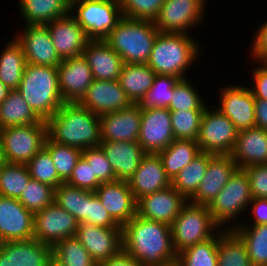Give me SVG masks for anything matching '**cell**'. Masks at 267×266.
Masks as SVG:
<instances>
[{
  "label": "cell",
  "mask_w": 267,
  "mask_h": 266,
  "mask_svg": "<svg viewBox=\"0 0 267 266\" xmlns=\"http://www.w3.org/2000/svg\"><path fill=\"white\" fill-rule=\"evenodd\" d=\"M232 231L245 244L252 266H267V224L238 225Z\"/></svg>",
  "instance_id": "obj_36"
},
{
  "label": "cell",
  "mask_w": 267,
  "mask_h": 266,
  "mask_svg": "<svg viewBox=\"0 0 267 266\" xmlns=\"http://www.w3.org/2000/svg\"><path fill=\"white\" fill-rule=\"evenodd\" d=\"M99 266H147L131 257L123 248L111 258L101 262Z\"/></svg>",
  "instance_id": "obj_56"
},
{
  "label": "cell",
  "mask_w": 267,
  "mask_h": 266,
  "mask_svg": "<svg viewBox=\"0 0 267 266\" xmlns=\"http://www.w3.org/2000/svg\"><path fill=\"white\" fill-rule=\"evenodd\" d=\"M243 170L249 178L253 198L267 199V164L246 167Z\"/></svg>",
  "instance_id": "obj_52"
},
{
  "label": "cell",
  "mask_w": 267,
  "mask_h": 266,
  "mask_svg": "<svg viewBox=\"0 0 267 266\" xmlns=\"http://www.w3.org/2000/svg\"><path fill=\"white\" fill-rule=\"evenodd\" d=\"M54 198L55 188L37 180L30 179L18 200L28 211L35 214L52 204Z\"/></svg>",
  "instance_id": "obj_44"
},
{
  "label": "cell",
  "mask_w": 267,
  "mask_h": 266,
  "mask_svg": "<svg viewBox=\"0 0 267 266\" xmlns=\"http://www.w3.org/2000/svg\"><path fill=\"white\" fill-rule=\"evenodd\" d=\"M5 48L0 50V81L11 90L17 89L21 83L26 66V59L21 44L9 35Z\"/></svg>",
  "instance_id": "obj_32"
},
{
  "label": "cell",
  "mask_w": 267,
  "mask_h": 266,
  "mask_svg": "<svg viewBox=\"0 0 267 266\" xmlns=\"http://www.w3.org/2000/svg\"><path fill=\"white\" fill-rule=\"evenodd\" d=\"M214 154L201 152L172 180L171 186L189 201L197 192L205 175L209 159Z\"/></svg>",
  "instance_id": "obj_35"
},
{
  "label": "cell",
  "mask_w": 267,
  "mask_h": 266,
  "mask_svg": "<svg viewBox=\"0 0 267 266\" xmlns=\"http://www.w3.org/2000/svg\"><path fill=\"white\" fill-rule=\"evenodd\" d=\"M82 157L91 166L93 176L101 183L117 180L112 166L100 145L82 150Z\"/></svg>",
  "instance_id": "obj_49"
},
{
  "label": "cell",
  "mask_w": 267,
  "mask_h": 266,
  "mask_svg": "<svg viewBox=\"0 0 267 266\" xmlns=\"http://www.w3.org/2000/svg\"><path fill=\"white\" fill-rule=\"evenodd\" d=\"M46 25L61 60L83 54L90 39L70 12Z\"/></svg>",
  "instance_id": "obj_19"
},
{
  "label": "cell",
  "mask_w": 267,
  "mask_h": 266,
  "mask_svg": "<svg viewBox=\"0 0 267 266\" xmlns=\"http://www.w3.org/2000/svg\"><path fill=\"white\" fill-rule=\"evenodd\" d=\"M170 226L176 254L212 238L221 229L213 221L208 206L196 205L189 201L181 208Z\"/></svg>",
  "instance_id": "obj_7"
},
{
  "label": "cell",
  "mask_w": 267,
  "mask_h": 266,
  "mask_svg": "<svg viewBox=\"0 0 267 266\" xmlns=\"http://www.w3.org/2000/svg\"><path fill=\"white\" fill-rule=\"evenodd\" d=\"M206 4L204 0H165L154 25L160 32L190 34L204 23Z\"/></svg>",
  "instance_id": "obj_11"
},
{
  "label": "cell",
  "mask_w": 267,
  "mask_h": 266,
  "mask_svg": "<svg viewBox=\"0 0 267 266\" xmlns=\"http://www.w3.org/2000/svg\"><path fill=\"white\" fill-rule=\"evenodd\" d=\"M209 106H214V109ZM213 106L208 105L203 112L197 144L201 152L230 155L238 131L233 122L217 109L215 104Z\"/></svg>",
  "instance_id": "obj_10"
},
{
  "label": "cell",
  "mask_w": 267,
  "mask_h": 266,
  "mask_svg": "<svg viewBox=\"0 0 267 266\" xmlns=\"http://www.w3.org/2000/svg\"><path fill=\"white\" fill-rule=\"evenodd\" d=\"M5 163L4 154H3V147H2V141L0 138V167Z\"/></svg>",
  "instance_id": "obj_60"
},
{
  "label": "cell",
  "mask_w": 267,
  "mask_h": 266,
  "mask_svg": "<svg viewBox=\"0 0 267 266\" xmlns=\"http://www.w3.org/2000/svg\"><path fill=\"white\" fill-rule=\"evenodd\" d=\"M257 66H254L252 69V72L250 75L251 78L250 80H253L252 83L248 86L250 91L252 92L253 96L255 99H265L267 100V68L262 64L258 62H254ZM260 64V65H258Z\"/></svg>",
  "instance_id": "obj_54"
},
{
  "label": "cell",
  "mask_w": 267,
  "mask_h": 266,
  "mask_svg": "<svg viewBox=\"0 0 267 266\" xmlns=\"http://www.w3.org/2000/svg\"><path fill=\"white\" fill-rule=\"evenodd\" d=\"M0 138L5 162L26 165L44 147L47 123L2 128Z\"/></svg>",
  "instance_id": "obj_9"
},
{
  "label": "cell",
  "mask_w": 267,
  "mask_h": 266,
  "mask_svg": "<svg viewBox=\"0 0 267 266\" xmlns=\"http://www.w3.org/2000/svg\"><path fill=\"white\" fill-rule=\"evenodd\" d=\"M218 266H252L245 244L232 230H219Z\"/></svg>",
  "instance_id": "obj_37"
},
{
  "label": "cell",
  "mask_w": 267,
  "mask_h": 266,
  "mask_svg": "<svg viewBox=\"0 0 267 266\" xmlns=\"http://www.w3.org/2000/svg\"><path fill=\"white\" fill-rule=\"evenodd\" d=\"M180 79L171 75H155L151 89L141 101V108H168L174 86Z\"/></svg>",
  "instance_id": "obj_46"
},
{
  "label": "cell",
  "mask_w": 267,
  "mask_h": 266,
  "mask_svg": "<svg viewBox=\"0 0 267 266\" xmlns=\"http://www.w3.org/2000/svg\"><path fill=\"white\" fill-rule=\"evenodd\" d=\"M78 104L98 116L120 111L133 103L121 88L118 80H95Z\"/></svg>",
  "instance_id": "obj_18"
},
{
  "label": "cell",
  "mask_w": 267,
  "mask_h": 266,
  "mask_svg": "<svg viewBox=\"0 0 267 266\" xmlns=\"http://www.w3.org/2000/svg\"><path fill=\"white\" fill-rule=\"evenodd\" d=\"M44 148L50 153L59 178L65 183L77 161L82 156V150L52 141L48 136L45 140Z\"/></svg>",
  "instance_id": "obj_42"
},
{
  "label": "cell",
  "mask_w": 267,
  "mask_h": 266,
  "mask_svg": "<svg viewBox=\"0 0 267 266\" xmlns=\"http://www.w3.org/2000/svg\"><path fill=\"white\" fill-rule=\"evenodd\" d=\"M219 231L210 239L197 243L177 257L185 266H218Z\"/></svg>",
  "instance_id": "obj_41"
},
{
  "label": "cell",
  "mask_w": 267,
  "mask_h": 266,
  "mask_svg": "<svg viewBox=\"0 0 267 266\" xmlns=\"http://www.w3.org/2000/svg\"><path fill=\"white\" fill-rule=\"evenodd\" d=\"M201 153L197 141L175 139L158 153L166 175L172 180L183 168Z\"/></svg>",
  "instance_id": "obj_33"
},
{
  "label": "cell",
  "mask_w": 267,
  "mask_h": 266,
  "mask_svg": "<svg viewBox=\"0 0 267 266\" xmlns=\"http://www.w3.org/2000/svg\"><path fill=\"white\" fill-rule=\"evenodd\" d=\"M0 235L5 242L34 238V214L18 199L0 195Z\"/></svg>",
  "instance_id": "obj_21"
},
{
  "label": "cell",
  "mask_w": 267,
  "mask_h": 266,
  "mask_svg": "<svg viewBox=\"0 0 267 266\" xmlns=\"http://www.w3.org/2000/svg\"><path fill=\"white\" fill-rule=\"evenodd\" d=\"M128 183L136 202L145 195L171 186L160 156L154 153H146L143 156Z\"/></svg>",
  "instance_id": "obj_25"
},
{
  "label": "cell",
  "mask_w": 267,
  "mask_h": 266,
  "mask_svg": "<svg viewBox=\"0 0 267 266\" xmlns=\"http://www.w3.org/2000/svg\"><path fill=\"white\" fill-rule=\"evenodd\" d=\"M188 201L172 186L141 197L136 214L141 218L171 225Z\"/></svg>",
  "instance_id": "obj_23"
},
{
  "label": "cell",
  "mask_w": 267,
  "mask_h": 266,
  "mask_svg": "<svg viewBox=\"0 0 267 266\" xmlns=\"http://www.w3.org/2000/svg\"><path fill=\"white\" fill-rule=\"evenodd\" d=\"M87 191L62 183L55 189L54 202L74 216L79 223H87Z\"/></svg>",
  "instance_id": "obj_40"
},
{
  "label": "cell",
  "mask_w": 267,
  "mask_h": 266,
  "mask_svg": "<svg viewBox=\"0 0 267 266\" xmlns=\"http://www.w3.org/2000/svg\"><path fill=\"white\" fill-rule=\"evenodd\" d=\"M262 64L267 68V58L262 62Z\"/></svg>",
  "instance_id": "obj_63"
},
{
  "label": "cell",
  "mask_w": 267,
  "mask_h": 266,
  "mask_svg": "<svg viewBox=\"0 0 267 266\" xmlns=\"http://www.w3.org/2000/svg\"><path fill=\"white\" fill-rule=\"evenodd\" d=\"M102 147L117 180L128 181L146 154L137 142L101 141Z\"/></svg>",
  "instance_id": "obj_29"
},
{
  "label": "cell",
  "mask_w": 267,
  "mask_h": 266,
  "mask_svg": "<svg viewBox=\"0 0 267 266\" xmlns=\"http://www.w3.org/2000/svg\"><path fill=\"white\" fill-rule=\"evenodd\" d=\"M247 209L251 211V221H244L240 225H258L267 224V199L253 198Z\"/></svg>",
  "instance_id": "obj_55"
},
{
  "label": "cell",
  "mask_w": 267,
  "mask_h": 266,
  "mask_svg": "<svg viewBox=\"0 0 267 266\" xmlns=\"http://www.w3.org/2000/svg\"><path fill=\"white\" fill-rule=\"evenodd\" d=\"M47 266H61L60 264H58L54 259H52Z\"/></svg>",
  "instance_id": "obj_61"
},
{
  "label": "cell",
  "mask_w": 267,
  "mask_h": 266,
  "mask_svg": "<svg viewBox=\"0 0 267 266\" xmlns=\"http://www.w3.org/2000/svg\"><path fill=\"white\" fill-rule=\"evenodd\" d=\"M122 16L154 21L165 0H118Z\"/></svg>",
  "instance_id": "obj_48"
},
{
  "label": "cell",
  "mask_w": 267,
  "mask_h": 266,
  "mask_svg": "<svg viewBox=\"0 0 267 266\" xmlns=\"http://www.w3.org/2000/svg\"><path fill=\"white\" fill-rule=\"evenodd\" d=\"M203 112L204 110L170 111L175 139L197 141Z\"/></svg>",
  "instance_id": "obj_45"
},
{
  "label": "cell",
  "mask_w": 267,
  "mask_h": 266,
  "mask_svg": "<svg viewBox=\"0 0 267 266\" xmlns=\"http://www.w3.org/2000/svg\"><path fill=\"white\" fill-rule=\"evenodd\" d=\"M155 75L147 64L124 63L118 81L131 102L140 104L151 89Z\"/></svg>",
  "instance_id": "obj_31"
},
{
  "label": "cell",
  "mask_w": 267,
  "mask_h": 266,
  "mask_svg": "<svg viewBox=\"0 0 267 266\" xmlns=\"http://www.w3.org/2000/svg\"><path fill=\"white\" fill-rule=\"evenodd\" d=\"M162 266H185V265L181 262V260L178 257H176L173 260L165 262Z\"/></svg>",
  "instance_id": "obj_59"
},
{
  "label": "cell",
  "mask_w": 267,
  "mask_h": 266,
  "mask_svg": "<svg viewBox=\"0 0 267 266\" xmlns=\"http://www.w3.org/2000/svg\"><path fill=\"white\" fill-rule=\"evenodd\" d=\"M16 90L32 111L44 121L51 118L64 104L59 90L57 67L27 63Z\"/></svg>",
  "instance_id": "obj_4"
},
{
  "label": "cell",
  "mask_w": 267,
  "mask_h": 266,
  "mask_svg": "<svg viewBox=\"0 0 267 266\" xmlns=\"http://www.w3.org/2000/svg\"><path fill=\"white\" fill-rule=\"evenodd\" d=\"M57 70L59 90L64 103H78L94 81L86 58L82 54L64 59Z\"/></svg>",
  "instance_id": "obj_17"
},
{
  "label": "cell",
  "mask_w": 267,
  "mask_h": 266,
  "mask_svg": "<svg viewBox=\"0 0 267 266\" xmlns=\"http://www.w3.org/2000/svg\"><path fill=\"white\" fill-rule=\"evenodd\" d=\"M83 56L95 80H119L124 62L105 40H90L83 51Z\"/></svg>",
  "instance_id": "obj_28"
},
{
  "label": "cell",
  "mask_w": 267,
  "mask_h": 266,
  "mask_svg": "<svg viewBox=\"0 0 267 266\" xmlns=\"http://www.w3.org/2000/svg\"><path fill=\"white\" fill-rule=\"evenodd\" d=\"M11 89L0 81V104L7 98Z\"/></svg>",
  "instance_id": "obj_58"
},
{
  "label": "cell",
  "mask_w": 267,
  "mask_h": 266,
  "mask_svg": "<svg viewBox=\"0 0 267 266\" xmlns=\"http://www.w3.org/2000/svg\"><path fill=\"white\" fill-rule=\"evenodd\" d=\"M52 258L61 266H99L76 237L57 242Z\"/></svg>",
  "instance_id": "obj_38"
},
{
  "label": "cell",
  "mask_w": 267,
  "mask_h": 266,
  "mask_svg": "<svg viewBox=\"0 0 267 266\" xmlns=\"http://www.w3.org/2000/svg\"><path fill=\"white\" fill-rule=\"evenodd\" d=\"M70 13L90 40H104L122 17L118 0H70Z\"/></svg>",
  "instance_id": "obj_8"
},
{
  "label": "cell",
  "mask_w": 267,
  "mask_h": 266,
  "mask_svg": "<svg viewBox=\"0 0 267 266\" xmlns=\"http://www.w3.org/2000/svg\"><path fill=\"white\" fill-rule=\"evenodd\" d=\"M142 108L132 104L120 111L100 116L101 141H137L140 131Z\"/></svg>",
  "instance_id": "obj_22"
},
{
  "label": "cell",
  "mask_w": 267,
  "mask_h": 266,
  "mask_svg": "<svg viewBox=\"0 0 267 266\" xmlns=\"http://www.w3.org/2000/svg\"><path fill=\"white\" fill-rule=\"evenodd\" d=\"M220 89V102L216 108L233 122L236 130L256 127L255 98L247 85L227 84Z\"/></svg>",
  "instance_id": "obj_14"
},
{
  "label": "cell",
  "mask_w": 267,
  "mask_h": 266,
  "mask_svg": "<svg viewBox=\"0 0 267 266\" xmlns=\"http://www.w3.org/2000/svg\"><path fill=\"white\" fill-rule=\"evenodd\" d=\"M110 216L124 226L136 215L137 202L126 180L101 183L94 191Z\"/></svg>",
  "instance_id": "obj_24"
},
{
  "label": "cell",
  "mask_w": 267,
  "mask_h": 266,
  "mask_svg": "<svg viewBox=\"0 0 267 266\" xmlns=\"http://www.w3.org/2000/svg\"><path fill=\"white\" fill-rule=\"evenodd\" d=\"M46 123L47 136L56 143L81 150L101 143L100 116L78 103H64Z\"/></svg>",
  "instance_id": "obj_2"
},
{
  "label": "cell",
  "mask_w": 267,
  "mask_h": 266,
  "mask_svg": "<svg viewBox=\"0 0 267 266\" xmlns=\"http://www.w3.org/2000/svg\"><path fill=\"white\" fill-rule=\"evenodd\" d=\"M175 140L168 108H142L137 142L145 153L158 154Z\"/></svg>",
  "instance_id": "obj_13"
},
{
  "label": "cell",
  "mask_w": 267,
  "mask_h": 266,
  "mask_svg": "<svg viewBox=\"0 0 267 266\" xmlns=\"http://www.w3.org/2000/svg\"><path fill=\"white\" fill-rule=\"evenodd\" d=\"M78 226V220L56 202L34 214V238L52 247L65 238L75 237Z\"/></svg>",
  "instance_id": "obj_12"
},
{
  "label": "cell",
  "mask_w": 267,
  "mask_h": 266,
  "mask_svg": "<svg viewBox=\"0 0 267 266\" xmlns=\"http://www.w3.org/2000/svg\"><path fill=\"white\" fill-rule=\"evenodd\" d=\"M4 240H3V238L1 237V235H0V253L2 252V247H3V245H4Z\"/></svg>",
  "instance_id": "obj_62"
},
{
  "label": "cell",
  "mask_w": 267,
  "mask_h": 266,
  "mask_svg": "<svg viewBox=\"0 0 267 266\" xmlns=\"http://www.w3.org/2000/svg\"><path fill=\"white\" fill-rule=\"evenodd\" d=\"M123 249L147 266H162L177 257L169 224L147 220L137 214L122 227Z\"/></svg>",
  "instance_id": "obj_1"
},
{
  "label": "cell",
  "mask_w": 267,
  "mask_h": 266,
  "mask_svg": "<svg viewBox=\"0 0 267 266\" xmlns=\"http://www.w3.org/2000/svg\"><path fill=\"white\" fill-rule=\"evenodd\" d=\"M15 35L21 44L26 63L40 66L58 67L61 59L58 56L50 37L47 25L28 24L24 25Z\"/></svg>",
  "instance_id": "obj_15"
},
{
  "label": "cell",
  "mask_w": 267,
  "mask_h": 266,
  "mask_svg": "<svg viewBox=\"0 0 267 266\" xmlns=\"http://www.w3.org/2000/svg\"><path fill=\"white\" fill-rule=\"evenodd\" d=\"M230 155L239 169L267 164V131L253 127L238 132Z\"/></svg>",
  "instance_id": "obj_27"
},
{
  "label": "cell",
  "mask_w": 267,
  "mask_h": 266,
  "mask_svg": "<svg viewBox=\"0 0 267 266\" xmlns=\"http://www.w3.org/2000/svg\"><path fill=\"white\" fill-rule=\"evenodd\" d=\"M31 179L57 188L64 183L58 176L50 153L43 147L27 164Z\"/></svg>",
  "instance_id": "obj_47"
},
{
  "label": "cell",
  "mask_w": 267,
  "mask_h": 266,
  "mask_svg": "<svg viewBox=\"0 0 267 266\" xmlns=\"http://www.w3.org/2000/svg\"><path fill=\"white\" fill-rule=\"evenodd\" d=\"M192 34L159 32L146 63L157 75H171L181 79L189 77L187 70L197 63L203 51ZM197 61V62H196Z\"/></svg>",
  "instance_id": "obj_3"
},
{
  "label": "cell",
  "mask_w": 267,
  "mask_h": 266,
  "mask_svg": "<svg viewBox=\"0 0 267 266\" xmlns=\"http://www.w3.org/2000/svg\"><path fill=\"white\" fill-rule=\"evenodd\" d=\"M23 25H46L70 12V0H17Z\"/></svg>",
  "instance_id": "obj_30"
},
{
  "label": "cell",
  "mask_w": 267,
  "mask_h": 266,
  "mask_svg": "<svg viewBox=\"0 0 267 266\" xmlns=\"http://www.w3.org/2000/svg\"><path fill=\"white\" fill-rule=\"evenodd\" d=\"M253 199L249 178L243 169H238L225 187L208 206L213 221L225 230H232L243 220L240 214L248 209ZM239 220H236L238 219ZM238 221V222H237Z\"/></svg>",
  "instance_id": "obj_6"
},
{
  "label": "cell",
  "mask_w": 267,
  "mask_h": 266,
  "mask_svg": "<svg viewBox=\"0 0 267 266\" xmlns=\"http://www.w3.org/2000/svg\"><path fill=\"white\" fill-rule=\"evenodd\" d=\"M65 183L92 192H94L101 184V182L93 176L91 166L82 156L77 161L69 179Z\"/></svg>",
  "instance_id": "obj_51"
},
{
  "label": "cell",
  "mask_w": 267,
  "mask_h": 266,
  "mask_svg": "<svg viewBox=\"0 0 267 266\" xmlns=\"http://www.w3.org/2000/svg\"><path fill=\"white\" fill-rule=\"evenodd\" d=\"M238 169L231 155H213L197 192L189 202L209 206Z\"/></svg>",
  "instance_id": "obj_20"
},
{
  "label": "cell",
  "mask_w": 267,
  "mask_h": 266,
  "mask_svg": "<svg viewBox=\"0 0 267 266\" xmlns=\"http://www.w3.org/2000/svg\"><path fill=\"white\" fill-rule=\"evenodd\" d=\"M254 32L249 55L254 62L262 63L267 58V20Z\"/></svg>",
  "instance_id": "obj_53"
},
{
  "label": "cell",
  "mask_w": 267,
  "mask_h": 266,
  "mask_svg": "<svg viewBox=\"0 0 267 266\" xmlns=\"http://www.w3.org/2000/svg\"><path fill=\"white\" fill-rule=\"evenodd\" d=\"M75 237L98 265L123 248L122 228H105L80 222Z\"/></svg>",
  "instance_id": "obj_16"
},
{
  "label": "cell",
  "mask_w": 267,
  "mask_h": 266,
  "mask_svg": "<svg viewBox=\"0 0 267 266\" xmlns=\"http://www.w3.org/2000/svg\"><path fill=\"white\" fill-rule=\"evenodd\" d=\"M87 223L105 228H122L92 191H87Z\"/></svg>",
  "instance_id": "obj_50"
},
{
  "label": "cell",
  "mask_w": 267,
  "mask_h": 266,
  "mask_svg": "<svg viewBox=\"0 0 267 266\" xmlns=\"http://www.w3.org/2000/svg\"><path fill=\"white\" fill-rule=\"evenodd\" d=\"M198 91L193 81L191 82L188 78L179 80L174 86L168 109L170 111L205 110L208 104Z\"/></svg>",
  "instance_id": "obj_43"
},
{
  "label": "cell",
  "mask_w": 267,
  "mask_h": 266,
  "mask_svg": "<svg viewBox=\"0 0 267 266\" xmlns=\"http://www.w3.org/2000/svg\"><path fill=\"white\" fill-rule=\"evenodd\" d=\"M159 32L153 21L122 16L104 40L124 63L146 64Z\"/></svg>",
  "instance_id": "obj_5"
},
{
  "label": "cell",
  "mask_w": 267,
  "mask_h": 266,
  "mask_svg": "<svg viewBox=\"0 0 267 266\" xmlns=\"http://www.w3.org/2000/svg\"><path fill=\"white\" fill-rule=\"evenodd\" d=\"M30 179L26 165L5 162L0 167V195L19 199Z\"/></svg>",
  "instance_id": "obj_39"
},
{
  "label": "cell",
  "mask_w": 267,
  "mask_h": 266,
  "mask_svg": "<svg viewBox=\"0 0 267 266\" xmlns=\"http://www.w3.org/2000/svg\"><path fill=\"white\" fill-rule=\"evenodd\" d=\"M52 259V246L35 238L6 241L0 253V266H47Z\"/></svg>",
  "instance_id": "obj_26"
},
{
  "label": "cell",
  "mask_w": 267,
  "mask_h": 266,
  "mask_svg": "<svg viewBox=\"0 0 267 266\" xmlns=\"http://www.w3.org/2000/svg\"><path fill=\"white\" fill-rule=\"evenodd\" d=\"M41 121L16 89L11 90L0 104V129Z\"/></svg>",
  "instance_id": "obj_34"
},
{
  "label": "cell",
  "mask_w": 267,
  "mask_h": 266,
  "mask_svg": "<svg viewBox=\"0 0 267 266\" xmlns=\"http://www.w3.org/2000/svg\"><path fill=\"white\" fill-rule=\"evenodd\" d=\"M256 127L267 131V100L255 99Z\"/></svg>",
  "instance_id": "obj_57"
}]
</instances>
